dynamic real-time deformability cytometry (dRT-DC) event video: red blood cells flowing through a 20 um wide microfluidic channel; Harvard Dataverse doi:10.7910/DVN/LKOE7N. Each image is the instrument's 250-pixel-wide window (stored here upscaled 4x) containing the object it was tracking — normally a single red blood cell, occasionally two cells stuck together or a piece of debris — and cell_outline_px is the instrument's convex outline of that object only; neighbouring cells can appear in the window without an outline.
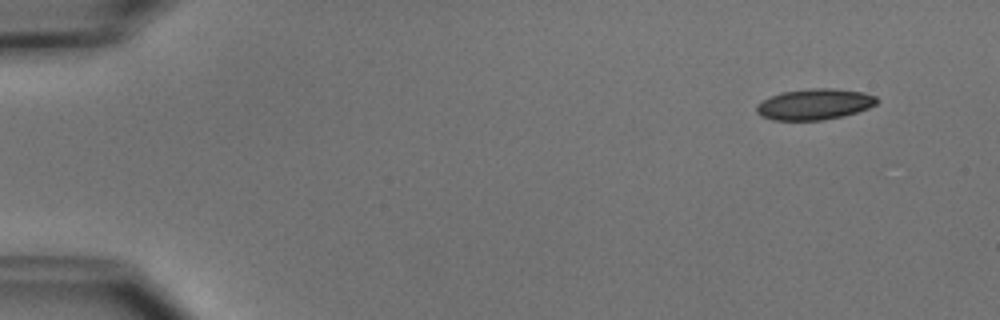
{"species": "common noctule bat (a hibernating species)", "species_latin": "Nyctalus noctula", "temperature_condition": "cold", "stored_images_in_passage": 5, "segment_of_instrument_passage": [1, 2], "camera_frame_rate_fps": 3000, "um_per_image_px": 0.085, "animal": {"sex": "male", "body_mass_g": 15.6}, "frame": {"image": 1, "passage_image": 1, "time_ms": 0.0, "image_size_px": [1000, 320], "cell_outline_px": [[880, 100], [876, 104], [868, 108], [844, 116], [820, 120], [772, 120], [760, 116], [756, 112], [756, 104], [780, 92], [812, 88], [832, 88], [864, 92], [876, 96]], "centroid_in_image_um": [69.24, 8.86], "position_along_channel_um": 15.8, "area_um2": 21.79}}